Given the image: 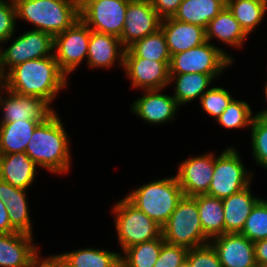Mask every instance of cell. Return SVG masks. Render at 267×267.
<instances>
[{"label":"cell","mask_w":267,"mask_h":267,"mask_svg":"<svg viewBox=\"0 0 267 267\" xmlns=\"http://www.w3.org/2000/svg\"><path fill=\"white\" fill-rule=\"evenodd\" d=\"M68 87V77L55 56L28 60L7 72V89L20 95L40 97L52 107L58 92Z\"/></svg>","instance_id":"6da1fadb"},{"label":"cell","mask_w":267,"mask_h":267,"mask_svg":"<svg viewBox=\"0 0 267 267\" xmlns=\"http://www.w3.org/2000/svg\"><path fill=\"white\" fill-rule=\"evenodd\" d=\"M69 144L62 119L54 111L37 125L25 153L38 167L56 175L64 174L72 165Z\"/></svg>","instance_id":"7a4b0ae2"},{"label":"cell","mask_w":267,"mask_h":267,"mask_svg":"<svg viewBox=\"0 0 267 267\" xmlns=\"http://www.w3.org/2000/svg\"><path fill=\"white\" fill-rule=\"evenodd\" d=\"M13 1L17 20L31 23L33 30L43 31L53 38L80 19V2L77 0Z\"/></svg>","instance_id":"3957f363"},{"label":"cell","mask_w":267,"mask_h":267,"mask_svg":"<svg viewBox=\"0 0 267 267\" xmlns=\"http://www.w3.org/2000/svg\"><path fill=\"white\" fill-rule=\"evenodd\" d=\"M183 196L176 176H171L143 184L125 197L163 227Z\"/></svg>","instance_id":"277c9868"},{"label":"cell","mask_w":267,"mask_h":267,"mask_svg":"<svg viewBox=\"0 0 267 267\" xmlns=\"http://www.w3.org/2000/svg\"><path fill=\"white\" fill-rule=\"evenodd\" d=\"M166 243L192 249L206 245L210 240L204 235L199 217L196 196H183L167 223L162 227Z\"/></svg>","instance_id":"5b68a950"},{"label":"cell","mask_w":267,"mask_h":267,"mask_svg":"<svg viewBox=\"0 0 267 267\" xmlns=\"http://www.w3.org/2000/svg\"><path fill=\"white\" fill-rule=\"evenodd\" d=\"M114 226L121 251L162 236V227L133 205L126 197L112 207Z\"/></svg>","instance_id":"8992f818"},{"label":"cell","mask_w":267,"mask_h":267,"mask_svg":"<svg viewBox=\"0 0 267 267\" xmlns=\"http://www.w3.org/2000/svg\"><path fill=\"white\" fill-rule=\"evenodd\" d=\"M253 176V171L246 170L236 148L229 146L218 156L214 153L213 179L207 194L223 200L250 186Z\"/></svg>","instance_id":"52a82bcc"},{"label":"cell","mask_w":267,"mask_h":267,"mask_svg":"<svg viewBox=\"0 0 267 267\" xmlns=\"http://www.w3.org/2000/svg\"><path fill=\"white\" fill-rule=\"evenodd\" d=\"M222 48L206 41L205 43L173 54L169 65V74H223L226 67L234 63L232 55Z\"/></svg>","instance_id":"ba28073f"},{"label":"cell","mask_w":267,"mask_h":267,"mask_svg":"<svg viewBox=\"0 0 267 267\" xmlns=\"http://www.w3.org/2000/svg\"><path fill=\"white\" fill-rule=\"evenodd\" d=\"M130 0H82L80 19L92 30L120 37Z\"/></svg>","instance_id":"9c48e42d"},{"label":"cell","mask_w":267,"mask_h":267,"mask_svg":"<svg viewBox=\"0 0 267 267\" xmlns=\"http://www.w3.org/2000/svg\"><path fill=\"white\" fill-rule=\"evenodd\" d=\"M90 32L91 29L78 19L71 27L54 37L53 54L60 70L67 77L87 59Z\"/></svg>","instance_id":"30bf717a"},{"label":"cell","mask_w":267,"mask_h":267,"mask_svg":"<svg viewBox=\"0 0 267 267\" xmlns=\"http://www.w3.org/2000/svg\"><path fill=\"white\" fill-rule=\"evenodd\" d=\"M54 38L43 31H26L4 49L0 46V62L6 72L28 60L53 56Z\"/></svg>","instance_id":"8fae6325"},{"label":"cell","mask_w":267,"mask_h":267,"mask_svg":"<svg viewBox=\"0 0 267 267\" xmlns=\"http://www.w3.org/2000/svg\"><path fill=\"white\" fill-rule=\"evenodd\" d=\"M170 61H155L137 57L129 48L125 49L123 68L133 89H166L169 82Z\"/></svg>","instance_id":"7c38bea8"},{"label":"cell","mask_w":267,"mask_h":267,"mask_svg":"<svg viewBox=\"0 0 267 267\" xmlns=\"http://www.w3.org/2000/svg\"><path fill=\"white\" fill-rule=\"evenodd\" d=\"M121 36L122 45L128 48L135 41L160 29L161 18L150 0H130L127 5Z\"/></svg>","instance_id":"4fadbf2b"},{"label":"cell","mask_w":267,"mask_h":267,"mask_svg":"<svg viewBox=\"0 0 267 267\" xmlns=\"http://www.w3.org/2000/svg\"><path fill=\"white\" fill-rule=\"evenodd\" d=\"M175 175L184 196L207 194L213 179L214 152L188 157L177 166Z\"/></svg>","instance_id":"5bb4252c"},{"label":"cell","mask_w":267,"mask_h":267,"mask_svg":"<svg viewBox=\"0 0 267 267\" xmlns=\"http://www.w3.org/2000/svg\"><path fill=\"white\" fill-rule=\"evenodd\" d=\"M0 99L2 118L0 123L33 120L42 122L55 110L42 98L20 95L9 90Z\"/></svg>","instance_id":"9a60e30c"},{"label":"cell","mask_w":267,"mask_h":267,"mask_svg":"<svg viewBox=\"0 0 267 267\" xmlns=\"http://www.w3.org/2000/svg\"><path fill=\"white\" fill-rule=\"evenodd\" d=\"M162 90L165 89L143 90L145 93L131 105L132 113L151 125L174 121L180 106L173 96L162 94Z\"/></svg>","instance_id":"2e32d148"},{"label":"cell","mask_w":267,"mask_h":267,"mask_svg":"<svg viewBox=\"0 0 267 267\" xmlns=\"http://www.w3.org/2000/svg\"><path fill=\"white\" fill-rule=\"evenodd\" d=\"M223 267H257L254 242L240 233H225L209 242Z\"/></svg>","instance_id":"e0dca14e"},{"label":"cell","mask_w":267,"mask_h":267,"mask_svg":"<svg viewBox=\"0 0 267 267\" xmlns=\"http://www.w3.org/2000/svg\"><path fill=\"white\" fill-rule=\"evenodd\" d=\"M125 49L119 37L91 30L86 59L87 66L92 69L105 68L107 70V68L113 67L118 60L117 64L123 68Z\"/></svg>","instance_id":"ac0fdd59"},{"label":"cell","mask_w":267,"mask_h":267,"mask_svg":"<svg viewBox=\"0 0 267 267\" xmlns=\"http://www.w3.org/2000/svg\"><path fill=\"white\" fill-rule=\"evenodd\" d=\"M170 55L186 51L206 42L204 27L182 22L172 17L161 20Z\"/></svg>","instance_id":"d6986e66"},{"label":"cell","mask_w":267,"mask_h":267,"mask_svg":"<svg viewBox=\"0 0 267 267\" xmlns=\"http://www.w3.org/2000/svg\"><path fill=\"white\" fill-rule=\"evenodd\" d=\"M33 236L25 233L0 234V267H28L39 251Z\"/></svg>","instance_id":"ffe728a7"},{"label":"cell","mask_w":267,"mask_h":267,"mask_svg":"<svg viewBox=\"0 0 267 267\" xmlns=\"http://www.w3.org/2000/svg\"><path fill=\"white\" fill-rule=\"evenodd\" d=\"M37 169L38 165L25 152L0 155V179L15 188L28 190Z\"/></svg>","instance_id":"44dd1931"},{"label":"cell","mask_w":267,"mask_h":267,"mask_svg":"<svg viewBox=\"0 0 267 267\" xmlns=\"http://www.w3.org/2000/svg\"><path fill=\"white\" fill-rule=\"evenodd\" d=\"M26 191L15 188L0 179V199L8 208V217L12 228L16 232L33 236Z\"/></svg>","instance_id":"7402d4cb"},{"label":"cell","mask_w":267,"mask_h":267,"mask_svg":"<svg viewBox=\"0 0 267 267\" xmlns=\"http://www.w3.org/2000/svg\"><path fill=\"white\" fill-rule=\"evenodd\" d=\"M251 185L222 200L225 233H240L255 204L261 199L251 193Z\"/></svg>","instance_id":"603a6c76"},{"label":"cell","mask_w":267,"mask_h":267,"mask_svg":"<svg viewBox=\"0 0 267 267\" xmlns=\"http://www.w3.org/2000/svg\"><path fill=\"white\" fill-rule=\"evenodd\" d=\"M205 31L206 41L211 43V40L218 39V42L221 41L223 45L238 49L243 46L248 36L228 7H223L219 14L209 22Z\"/></svg>","instance_id":"cb8c5ba5"},{"label":"cell","mask_w":267,"mask_h":267,"mask_svg":"<svg viewBox=\"0 0 267 267\" xmlns=\"http://www.w3.org/2000/svg\"><path fill=\"white\" fill-rule=\"evenodd\" d=\"M220 75L202 73L169 74L170 85L174 83L175 86L173 97L180 107L196 98L200 100L201 96L210 89V84Z\"/></svg>","instance_id":"d4e9b609"},{"label":"cell","mask_w":267,"mask_h":267,"mask_svg":"<svg viewBox=\"0 0 267 267\" xmlns=\"http://www.w3.org/2000/svg\"><path fill=\"white\" fill-rule=\"evenodd\" d=\"M39 123L33 120L0 123V155L25 152Z\"/></svg>","instance_id":"484cf974"},{"label":"cell","mask_w":267,"mask_h":267,"mask_svg":"<svg viewBox=\"0 0 267 267\" xmlns=\"http://www.w3.org/2000/svg\"><path fill=\"white\" fill-rule=\"evenodd\" d=\"M196 203L204 235L211 240L225 234L222 200L208 194H201L196 196Z\"/></svg>","instance_id":"4316f807"},{"label":"cell","mask_w":267,"mask_h":267,"mask_svg":"<svg viewBox=\"0 0 267 267\" xmlns=\"http://www.w3.org/2000/svg\"><path fill=\"white\" fill-rule=\"evenodd\" d=\"M223 7L217 0H182L172 18L206 29Z\"/></svg>","instance_id":"83f0119b"},{"label":"cell","mask_w":267,"mask_h":267,"mask_svg":"<svg viewBox=\"0 0 267 267\" xmlns=\"http://www.w3.org/2000/svg\"><path fill=\"white\" fill-rule=\"evenodd\" d=\"M73 267H121L120 253L86 247L60 254Z\"/></svg>","instance_id":"f1b7e54d"},{"label":"cell","mask_w":267,"mask_h":267,"mask_svg":"<svg viewBox=\"0 0 267 267\" xmlns=\"http://www.w3.org/2000/svg\"><path fill=\"white\" fill-rule=\"evenodd\" d=\"M227 7L249 36L266 14L267 0H231Z\"/></svg>","instance_id":"f546056e"},{"label":"cell","mask_w":267,"mask_h":267,"mask_svg":"<svg viewBox=\"0 0 267 267\" xmlns=\"http://www.w3.org/2000/svg\"><path fill=\"white\" fill-rule=\"evenodd\" d=\"M164 242L161 236L125 249L120 253L121 267H153Z\"/></svg>","instance_id":"4dcf8cb0"},{"label":"cell","mask_w":267,"mask_h":267,"mask_svg":"<svg viewBox=\"0 0 267 267\" xmlns=\"http://www.w3.org/2000/svg\"><path fill=\"white\" fill-rule=\"evenodd\" d=\"M137 57L155 61H171L165 35L162 29L135 41L128 47Z\"/></svg>","instance_id":"1f68e13d"},{"label":"cell","mask_w":267,"mask_h":267,"mask_svg":"<svg viewBox=\"0 0 267 267\" xmlns=\"http://www.w3.org/2000/svg\"><path fill=\"white\" fill-rule=\"evenodd\" d=\"M252 112L248 102L233 99L216 122L226 129L250 127L255 117Z\"/></svg>","instance_id":"d6a6232c"},{"label":"cell","mask_w":267,"mask_h":267,"mask_svg":"<svg viewBox=\"0 0 267 267\" xmlns=\"http://www.w3.org/2000/svg\"><path fill=\"white\" fill-rule=\"evenodd\" d=\"M240 234L252 242L267 239V200L261 198L255 204Z\"/></svg>","instance_id":"836d02e7"},{"label":"cell","mask_w":267,"mask_h":267,"mask_svg":"<svg viewBox=\"0 0 267 267\" xmlns=\"http://www.w3.org/2000/svg\"><path fill=\"white\" fill-rule=\"evenodd\" d=\"M250 128L253 159L267 169V118L255 115Z\"/></svg>","instance_id":"e575fe53"},{"label":"cell","mask_w":267,"mask_h":267,"mask_svg":"<svg viewBox=\"0 0 267 267\" xmlns=\"http://www.w3.org/2000/svg\"><path fill=\"white\" fill-rule=\"evenodd\" d=\"M231 93L223 87H211L200 98L201 106L215 120L227 109L233 100Z\"/></svg>","instance_id":"d590c367"},{"label":"cell","mask_w":267,"mask_h":267,"mask_svg":"<svg viewBox=\"0 0 267 267\" xmlns=\"http://www.w3.org/2000/svg\"><path fill=\"white\" fill-rule=\"evenodd\" d=\"M185 267H223L216 250L208 243L188 249Z\"/></svg>","instance_id":"8d00e7d4"},{"label":"cell","mask_w":267,"mask_h":267,"mask_svg":"<svg viewBox=\"0 0 267 267\" xmlns=\"http://www.w3.org/2000/svg\"><path fill=\"white\" fill-rule=\"evenodd\" d=\"M16 8L13 0H0V44L14 38L16 29Z\"/></svg>","instance_id":"74e56055"},{"label":"cell","mask_w":267,"mask_h":267,"mask_svg":"<svg viewBox=\"0 0 267 267\" xmlns=\"http://www.w3.org/2000/svg\"><path fill=\"white\" fill-rule=\"evenodd\" d=\"M187 252L185 247L164 242L153 267H185Z\"/></svg>","instance_id":"f35d334b"},{"label":"cell","mask_w":267,"mask_h":267,"mask_svg":"<svg viewBox=\"0 0 267 267\" xmlns=\"http://www.w3.org/2000/svg\"><path fill=\"white\" fill-rule=\"evenodd\" d=\"M161 19L173 17L182 0H150Z\"/></svg>","instance_id":"ab89813d"},{"label":"cell","mask_w":267,"mask_h":267,"mask_svg":"<svg viewBox=\"0 0 267 267\" xmlns=\"http://www.w3.org/2000/svg\"><path fill=\"white\" fill-rule=\"evenodd\" d=\"M38 251L31 259L28 267H61V255L53 254L41 258Z\"/></svg>","instance_id":"60d3db41"},{"label":"cell","mask_w":267,"mask_h":267,"mask_svg":"<svg viewBox=\"0 0 267 267\" xmlns=\"http://www.w3.org/2000/svg\"><path fill=\"white\" fill-rule=\"evenodd\" d=\"M16 232L10 223L8 217V208L5 203L0 199V234H8Z\"/></svg>","instance_id":"b9f144b4"},{"label":"cell","mask_w":267,"mask_h":267,"mask_svg":"<svg viewBox=\"0 0 267 267\" xmlns=\"http://www.w3.org/2000/svg\"><path fill=\"white\" fill-rule=\"evenodd\" d=\"M254 248L256 263H267V239H262L254 242Z\"/></svg>","instance_id":"7bdbcfd3"},{"label":"cell","mask_w":267,"mask_h":267,"mask_svg":"<svg viewBox=\"0 0 267 267\" xmlns=\"http://www.w3.org/2000/svg\"><path fill=\"white\" fill-rule=\"evenodd\" d=\"M3 90L2 94L1 91ZM7 89V72L4 70V68L1 65L0 62V99L5 94V91Z\"/></svg>","instance_id":"ee69618b"},{"label":"cell","mask_w":267,"mask_h":267,"mask_svg":"<svg viewBox=\"0 0 267 267\" xmlns=\"http://www.w3.org/2000/svg\"><path fill=\"white\" fill-rule=\"evenodd\" d=\"M263 91H264V95H265V98H266V101H267V82L265 84V87H264ZM255 115L267 118V109L260 110Z\"/></svg>","instance_id":"f6af8a7d"},{"label":"cell","mask_w":267,"mask_h":267,"mask_svg":"<svg viewBox=\"0 0 267 267\" xmlns=\"http://www.w3.org/2000/svg\"><path fill=\"white\" fill-rule=\"evenodd\" d=\"M61 267H73L61 256Z\"/></svg>","instance_id":"bcb514c9"},{"label":"cell","mask_w":267,"mask_h":267,"mask_svg":"<svg viewBox=\"0 0 267 267\" xmlns=\"http://www.w3.org/2000/svg\"><path fill=\"white\" fill-rule=\"evenodd\" d=\"M219 3H221L224 7H227L228 4L231 2V0H217Z\"/></svg>","instance_id":"7dc6e473"},{"label":"cell","mask_w":267,"mask_h":267,"mask_svg":"<svg viewBox=\"0 0 267 267\" xmlns=\"http://www.w3.org/2000/svg\"><path fill=\"white\" fill-rule=\"evenodd\" d=\"M257 267H267V263L257 264Z\"/></svg>","instance_id":"c3c4849f"}]
</instances>
